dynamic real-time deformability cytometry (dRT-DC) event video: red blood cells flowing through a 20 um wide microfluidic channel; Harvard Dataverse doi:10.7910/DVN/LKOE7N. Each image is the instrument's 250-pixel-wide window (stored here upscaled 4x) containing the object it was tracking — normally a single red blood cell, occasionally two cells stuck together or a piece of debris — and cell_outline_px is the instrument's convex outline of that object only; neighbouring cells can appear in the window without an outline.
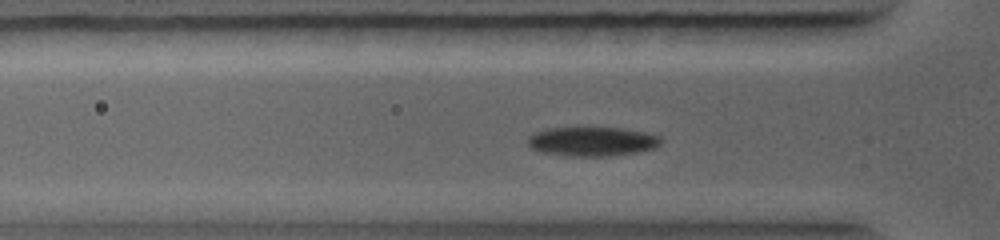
{"species": "common noctule bat (a hibernating species)", "species_latin": "Nyctalus noctula", "temperature_condition": "warm", "stored_images_in_passage": 68, "camera_frame_rate_fps": 5000, "um_per_image_px": 0.085, "animal": {"sex": "female", "body_mass_g": 19.0, "forearm_length_mm": 56.7}, "frame": {"image": 1, "passage_image": 20, "time_ms": 2.8, "image_size_px": [1000, 240], "cell_outline_px": [[660, 144], [656, 148], [636, 152], [608, 156], [572, 156], [540, 152], [532, 148], [528, 144], [528, 136], [544, 128], [576, 124], [580, 124], [624, 128], [644, 132], [660, 136]], "centroid_in_image_um": [50.28, 11.96], "position_along_channel_um": 75.5, "area_um2": 23.81}}
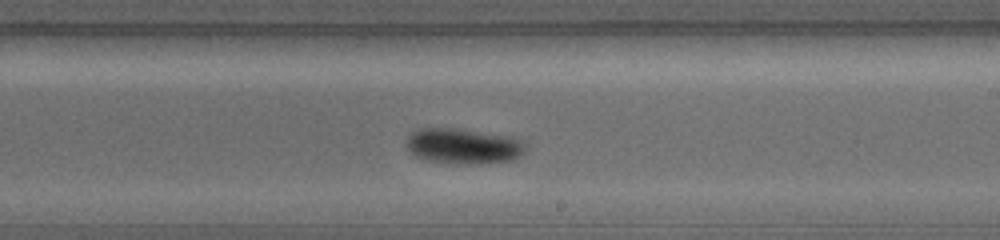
{"frame": {"image": 2, "passage_image": 43, "time_ms": 6.2, "image_size_px": [1000, 240], "cell_outline_px": [[524, 152], [520, 156], [512, 160], [420, 160], [408, 148], [408, 136], [412, 132], [420, 128], [460, 128], [512, 136], [520, 140], [524, 144]], "centroid_in_image_um": [39.37, 12.33], "position_along_channel_um": 249.6, "area_um2": 23.24}}
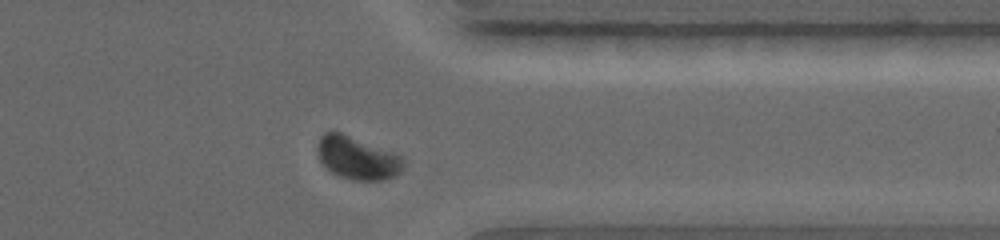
{"frame": {"image": 3, "passage_image": 62, "time_ms": 8.8, "image_size_px": [1000, 240], "cell_outline_px": [[404, 168], [400, 172], [384, 180], [352, 180], [340, 176], [332, 172], [320, 160], [316, 148], [320, 136], [324, 132], [340, 132], [404, 156]], "centroid_in_image_um": [30.38, 13.42], "position_along_channel_um": 381.0, "area_um2": 21.39}}